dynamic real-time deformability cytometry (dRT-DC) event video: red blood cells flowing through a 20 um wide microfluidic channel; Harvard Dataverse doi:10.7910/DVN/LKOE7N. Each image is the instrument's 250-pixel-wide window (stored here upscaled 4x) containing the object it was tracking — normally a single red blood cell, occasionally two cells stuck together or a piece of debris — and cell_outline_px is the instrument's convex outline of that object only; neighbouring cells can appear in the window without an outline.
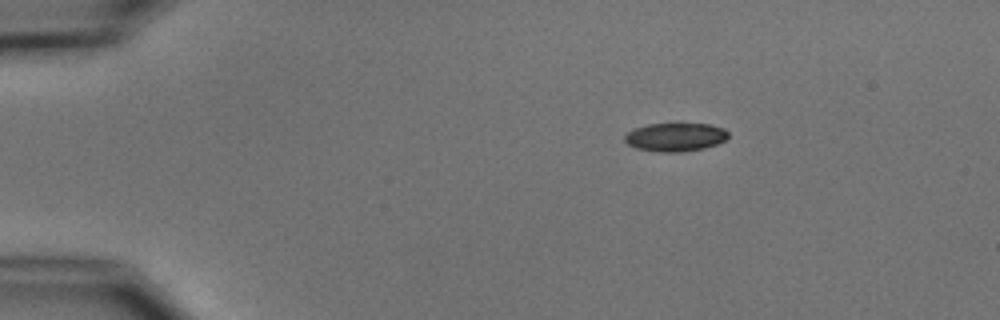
{"species": "common noctule bat (a hibernating species)", "species_latin": "Nyctalus noctula", "temperature_condition": "cold", "stored_images_in_passage": 3, "camera_frame_rate_fps": 3000, "um_per_image_px": 0.085, "animal": {"sex": "male", "body_mass_g": 15.6}, "frame": {"image": 1, "passage_image": 1, "time_ms": 0.0, "image_size_px": [1000, 320], "cell_outline_px": [[728, 136], [724, 140], [716, 144], [704, 148], [680, 152], [660, 152], [636, 148], [628, 144], [624, 140], [624, 136], [628, 132], [636, 128], [648, 124], [676, 120], [680, 120], [708, 124], [724, 128], [728, 132]], "centroid_in_image_um": [57.41, 11.59], "position_along_channel_um": 27.6, "area_um2": 17.92}}